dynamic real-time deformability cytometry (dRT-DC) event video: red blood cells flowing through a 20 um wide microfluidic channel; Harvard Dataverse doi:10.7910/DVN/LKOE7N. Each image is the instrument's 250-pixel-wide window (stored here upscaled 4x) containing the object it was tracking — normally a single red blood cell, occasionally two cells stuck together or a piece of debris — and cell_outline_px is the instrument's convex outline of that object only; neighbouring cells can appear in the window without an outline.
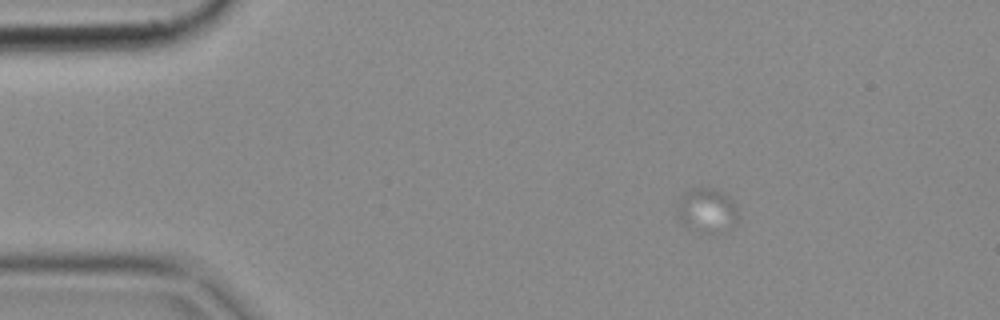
{"species": "common noctule bat (a hibernating species)", "species_latin": "Nyctalus noctula", "temperature_condition": "cold", "stored_images_in_passage": 3, "camera_frame_rate_fps": 3000, "um_per_image_px": 0.085, "animal": {"sex": "female", "body_mass_g": 18.4}, "frame": {"image": 1, "passage_image": 1, "time_ms": 0.0, "image_size_px": [1000, 320], "cell_outline_px": [[736, 220], [688, 224], [680, 216], [680, 204], [684, 192], [692, 188], [708, 188], [720, 192], [728, 196], [736, 208]], "centroid_in_image_um": [60.04, 17.56], "position_along_channel_um": 25.0, "area_um2": 11.91}}